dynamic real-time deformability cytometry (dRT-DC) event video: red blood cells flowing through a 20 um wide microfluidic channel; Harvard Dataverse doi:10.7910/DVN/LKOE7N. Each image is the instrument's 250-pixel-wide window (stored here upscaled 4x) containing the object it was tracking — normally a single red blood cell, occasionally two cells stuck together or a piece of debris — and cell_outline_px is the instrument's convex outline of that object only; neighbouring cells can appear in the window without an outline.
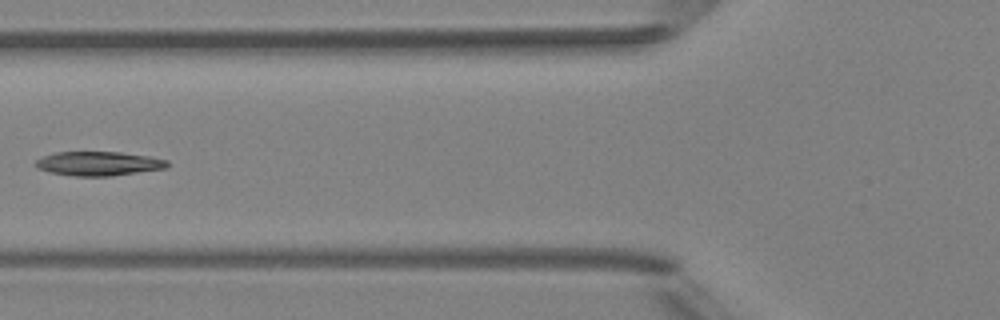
{"species": "Egyptian fruit bat (a non-hibernating species)", "species_latin": "Rousettus aegyptiacus", "temperature_condition": "room temperature", "stored_images_in_passage": 7, "camera_frame_rate_fps": 3000, "um_per_image_px": 0.085, "animal": {"sex": "female"}, "frame": {"image": 1, "passage_image": 5, "time_ms": 5.333, "image_size_px": [1000, 320], "cell_outline_px": [[168, 164], [164, 168], [112, 176], [76, 176], [48, 172], [36, 168], [32, 164], [36, 160], [44, 156], [56, 152], [120, 152], [152, 156], [168, 160]], "centroid_in_image_um": [8.34, 13.9], "position_along_channel_um": 117.5, "area_um2": 18.61}}
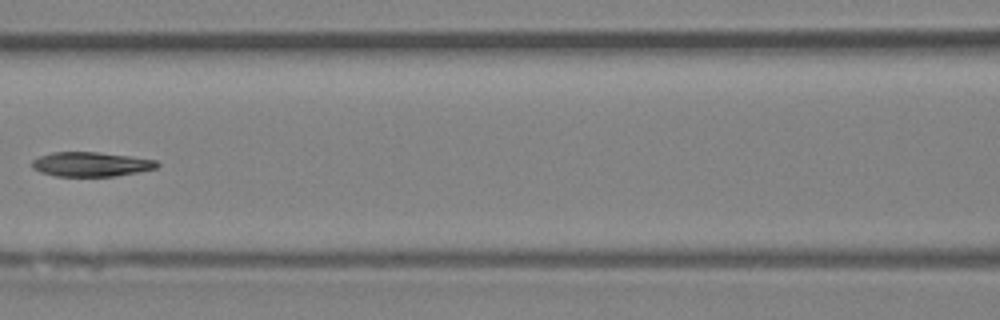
{"frame": {"image": 2, "passage_image": 6, "time_ms": 6.333, "image_size_px": [1000, 320], "cell_outline_px": [[160, 164], [156, 168], [116, 176], [56, 176], [40, 172], [32, 168], [32, 160], [40, 156], [52, 152], [96, 152], [128, 156], [156, 160]], "centroid_in_image_um": [7.7, 13.96], "position_along_channel_um": 158.9, "area_um2": 17.69}}
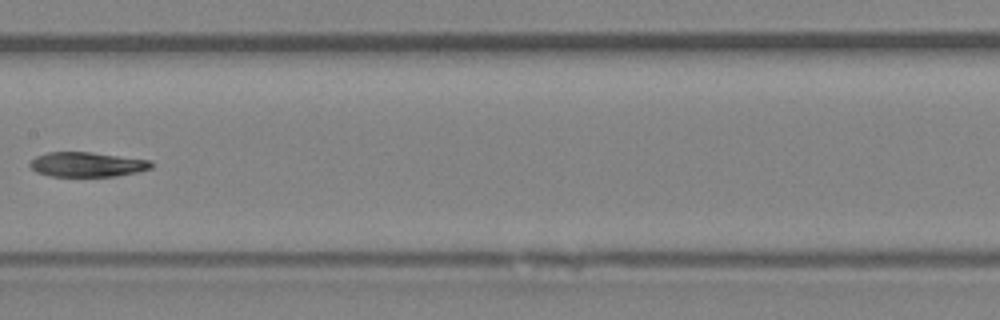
{"frame": {"image": 3, "passage_image": 7, "time_ms": 7.333, "image_size_px": [1000, 320], "cell_outline_px": [[152, 168], [136, 172], [116, 176], [48, 176], [36, 172], [28, 164], [36, 156], [48, 152], [92, 152], [152, 160]], "centroid_in_image_um": [7.4, 13.97], "position_along_channel_um": 200.0, "area_um2": 17.51}}